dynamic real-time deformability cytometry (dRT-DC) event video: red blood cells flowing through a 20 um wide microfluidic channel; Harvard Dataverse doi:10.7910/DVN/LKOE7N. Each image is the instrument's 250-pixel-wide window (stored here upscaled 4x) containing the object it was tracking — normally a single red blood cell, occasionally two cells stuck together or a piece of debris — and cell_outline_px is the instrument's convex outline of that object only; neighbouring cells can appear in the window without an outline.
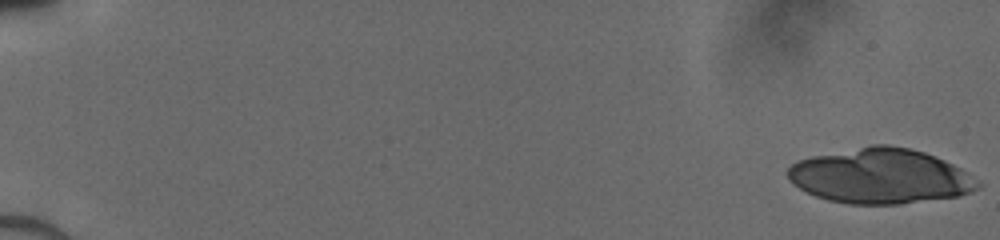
{"species": "human", "species_latin": "Homo sapiens", "temperature_condition": "cold", "stored_images_in_passage": 19, "camera_frame_rate_fps": 3000, "um_per_image_px": 0.085, "donor": {"sex": "male"}, "frame": {"image": 1, "passage_image": 1, "time_ms": 0.0, "image_size_px": [1000, 240], "cell_outline_px": [[984, 184], [980, 188], [956, 196], [900, 204], [848, 204], [828, 200], [816, 196], [800, 188], [788, 180], [788, 168], [792, 164], [800, 160], [812, 156], [872, 144], [888, 144], [908, 148], [924, 152], [936, 156], [960, 168]], "centroid_in_image_um": [74.83, 14.96], "position_along_channel_um": 10.2, "area_um2": 60.81}}